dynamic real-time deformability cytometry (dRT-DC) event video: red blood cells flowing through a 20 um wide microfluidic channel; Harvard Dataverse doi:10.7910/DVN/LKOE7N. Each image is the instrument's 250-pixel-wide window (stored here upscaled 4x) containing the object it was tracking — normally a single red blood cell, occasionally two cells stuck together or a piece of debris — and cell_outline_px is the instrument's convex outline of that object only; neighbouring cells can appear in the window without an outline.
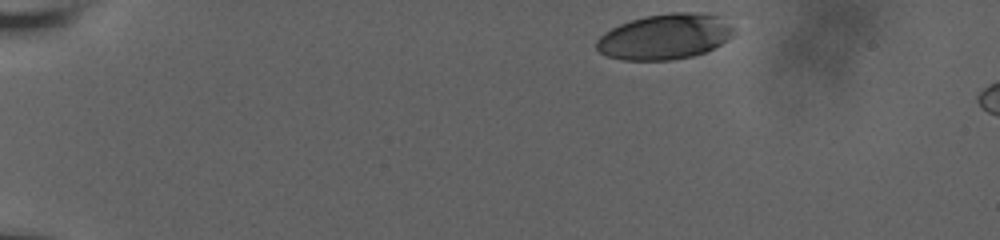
{"species": "human", "species_latin": "Homo sapiens", "temperature_condition": "room temperature", "stored_images_in_passage": 14, "camera_frame_rate_fps": 3000, "um_per_image_px": 0.085, "donor": {"sex": "male"}, "frame": {"image": 1, "passage_image": 1, "time_ms": 0.0, "image_size_px": [1000, 240], "cell_outline_px": [[732, 36], [728, 40], [704, 52], [692, 56], [672, 60], [624, 60], [608, 56], [600, 52], [596, 48], [596, 40], [604, 32], [620, 24], [644, 16], [672, 12], [688, 12], [720, 16], [732, 24]], "centroid_in_image_um": [56.51, 3.11], "position_along_channel_um": 28.5, "area_um2": 36.24}}
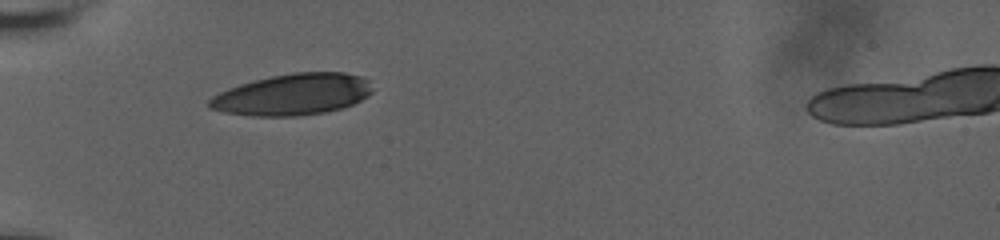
{"frame": {"image": 2, "passage_image": 10, "time_ms": 3.333, "image_size_px": [1000, 240], "cell_outline_px": [[372, 92], [368, 96], [352, 104], [340, 108], [324, 112], [296, 116], [252, 116], [224, 112], [208, 108], [208, 100], [212, 96], [228, 88], [252, 80], [292, 72], [344, 72], [360, 76], [368, 80], [372, 88]], "centroid_in_image_um": [24.85, 8.02], "position_along_channel_um": 60.1, "area_um2": 39.36}}
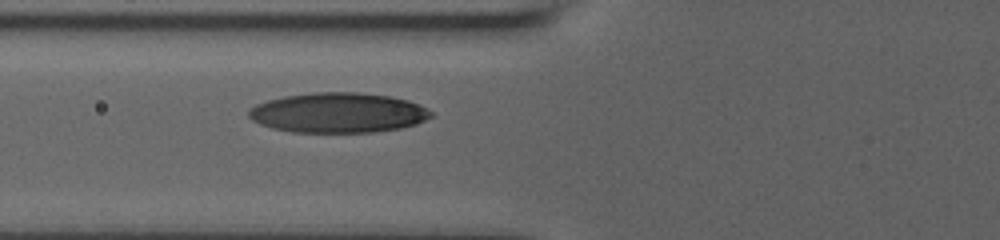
{"frame": {"image": 3, "passage_image": 14, "time_ms": 4.667, "image_size_px": [1000, 240], "cell_outline_px": [[432, 116], [416, 124], [400, 128], [372, 132], [292, 132], [272, 128], [260, 124], [252, 120], [248, 116], [248, 108], [256, 104], [268, 100], [284, 96], [316, 92], [360, 92], [388, 96], [408, 100], [428, 108], [432, 112]], "centroid_in_image_um": [28.72, 9.58], "position_along_channel_um": 97.1, "area_um2": 42.54}}